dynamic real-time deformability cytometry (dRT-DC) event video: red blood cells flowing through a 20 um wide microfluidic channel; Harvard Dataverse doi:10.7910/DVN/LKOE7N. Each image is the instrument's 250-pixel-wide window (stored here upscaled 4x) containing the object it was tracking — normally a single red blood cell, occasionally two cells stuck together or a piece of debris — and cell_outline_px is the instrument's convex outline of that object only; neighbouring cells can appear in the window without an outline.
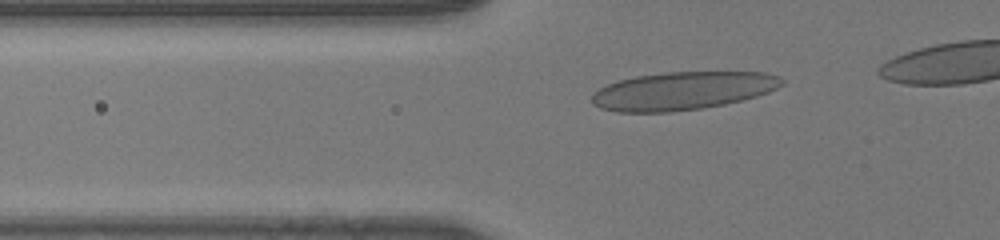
{"species": "human", "species_latin": "Homo sapiens", "temperature_condition": "room temperature", "stored_images_in_passage": 34, "camera_frame_rate_fps": 3000, "um_per_image_px": 0.085, "donor": {"sex": "male"}, "frame": {"image": 1, "passage_image": 8, "time_ms": 2.333, "image_size_px": [1000, 240], "cell_outline_px": [[784, 84], [768, 92], [756, 96], [724, 104], [704, 108], [672, 112], [616, 112], [600, 108], [592, 104], [592, 92], [608, 84], [620, 80], [636, 76], [664, 72], [764, 72], [780, 76], [784, 80]], "centroid_in_image_um": [58.01, 7.72], "position_along_channel_um": 67.8, "area_um2": 42.25}}
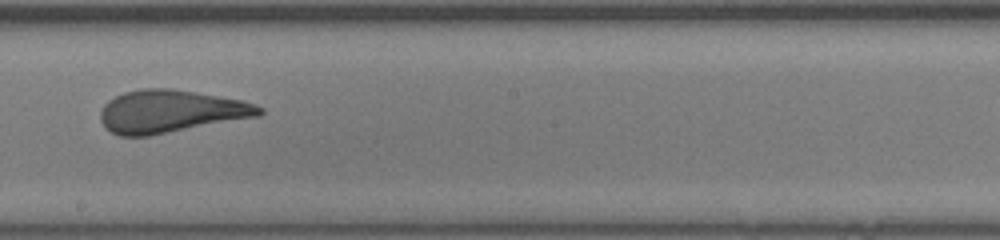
{"frame": {"image": 2, "passage_image": 20, "time_ms": 6.333, "image_size_px": [1000, 240], "cell_outline_px": [[264, 112], [260, 116], [148, 136], [120, 136], [104, 128], [100, 120], [100, 112], [104, 104], [108, 100], [124, 92], [140, 88], [172, 88], [244, 100], [256, 104], [264, 108]], "centroid_in_image_um": [14.51, 9.46], "position_along_channel_um": 233.7, "area_um2": 39.82}}
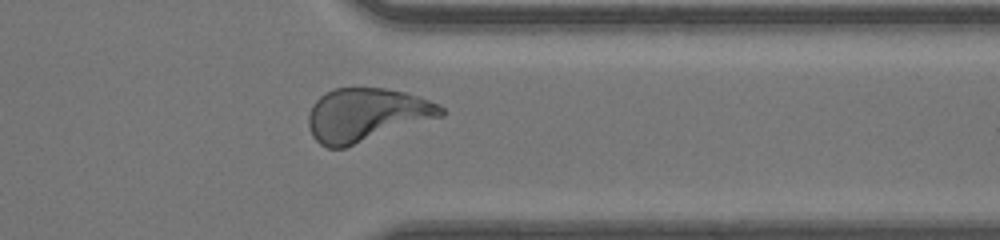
{"frame": {"image": 3, "passage_image": 30, "time_ms": 9.667, "image_size_px": [1000, 240], "cell_outline_px": [[444, 116], [344, 148], [328, 148], [320, 144], [312, 136], [308, 124], [308, 116], [312, 104], [324, 92], [336, 88], [384, 88], [404, 92], [428, 100], [444, 108]], "centroid_in_image_um": [31.12, 9.77], "position_along_channel_um": 380.3, "area_um2": 41.1}}